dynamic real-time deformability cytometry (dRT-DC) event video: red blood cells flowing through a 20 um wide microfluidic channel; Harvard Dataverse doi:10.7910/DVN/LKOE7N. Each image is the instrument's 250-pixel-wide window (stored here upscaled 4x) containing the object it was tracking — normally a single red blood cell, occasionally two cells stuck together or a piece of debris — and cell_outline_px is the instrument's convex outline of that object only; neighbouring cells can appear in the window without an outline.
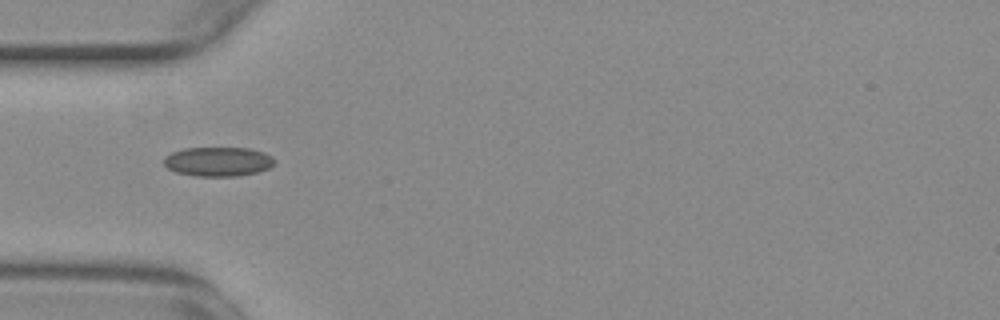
{"species": "common noctule bat (a hibernating species)", "species_latin": "Nyctalus noctula", "temperature_condition": "warm", "stored_images_in_passage": 8, "camera_frame_rate_fps": 3000, "um_per_image_px": 0.085, "animal": {"sex": "female", "body_mass_g": 29.2, "forearm_length_mm": 56.3}, "frame": {"image": 1, "passage_image": 1, "time_ms": 0.0, "image_size_px": [1000, 320], "cell_outline_px": [[276, 160], [268, 168], [256, 172], [236, 176], [196, 176], [176, 172], [168, 168], [164, 164], [164, 156], [172, 152], [184, 148], [248, 148], [264, 152], [272, 156]], "centroid_in_image_um": [18.52, 13.73], "position_along_channel_um": 66.5, "area_um2": 18.84}}
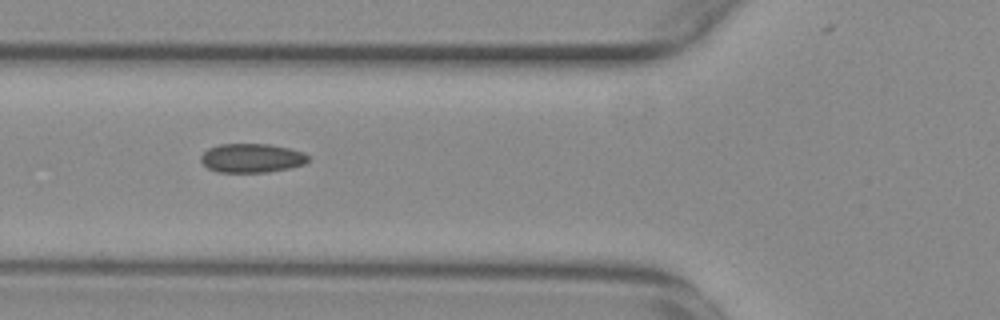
{"frame": {"image": 2, "passage_image": 4, "time_ms": 1.0, "image_size_px": [1000, 320], "cell_outline_px": [[308, 160], [304, 164], [292, 168], [268, 172], [216, 172], [208, 168], [200, 160], [200, 156], [208, 148], [220, 144], [268, 144], [288, 148], [304, 152], [308, 156]], "centroid_in_image_um": [21.39, 13.44], "position_along_channel_um": 104.4, "area_um2": 18.21}}
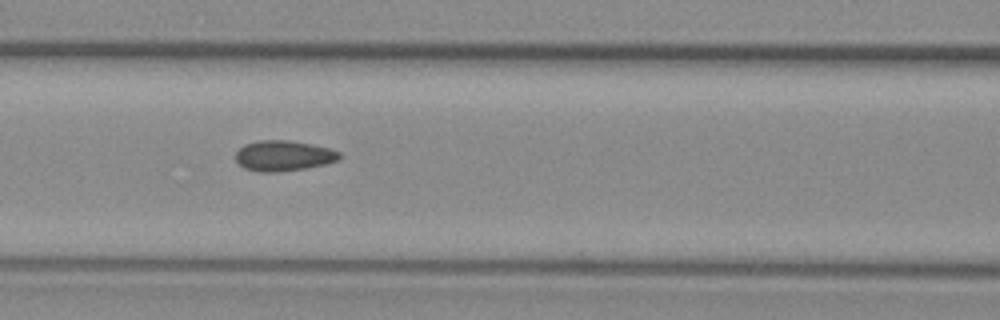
{"frame": {"image": 3, "passage_image": 7, "time_ms": 2.0, "image_size_px": [1000, 320], "cell_outline_px": [[340, 156], [336, 160], [324, 164], [304, 168], [276, 172], [260, 172], [244, 168], [236, 160], [236, 152], [244, 144], [260, 140], [288, 140], [312, 144], [328, 148], [340, 152]], "centroid_in_image_um": [24.06, 13.23], "position_along_channel_um": 142.5, "area_um2": 18.21}}